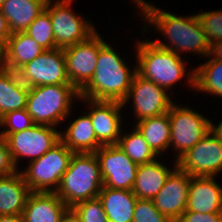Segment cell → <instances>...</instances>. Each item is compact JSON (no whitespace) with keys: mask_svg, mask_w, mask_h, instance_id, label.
I'll return each instance as SVG.
<instances>
[{"mask_svg":"<svg viewBox=\"0 0 222 222\" xmlns=\"http://www.w3.org/2000/svg\"><path fill=\"white\" fill-rule=\"evenodd\" d=\"M212 129L222 138V120L217 124H212Z\"/></svg>","mask_w":222,"mask_h":222,"instance_id":"obj_40","label":"cell"},{"mask_svg":"<svg viewBox=\"0 0 222 222\" xmlns=\"http://www.w3.org/2000/svg\"><path fill=\"white\" fill-rule=\"evenodd\" d=\"M87 105V114L90 116L97 140L102 145H117L122 133L121 102L93 100L79 97V101Z\"/></svg>","mask_w":222,"mask_h":222,"instance_id":"obj_15","label":"cell"},{"mask_svg":"<svg viewBox=\"0 0 222 222\" xmlns=\"http://www.w3.org/2000/svg\"><path fill=\"white\" fill-rule=\"evenodd\" d=\"M84 112L73 119L64 132H60L61 141L73 153H94L103 146L97 140L90 116Z\"/></svg>","mask_w":222,"mask_h":222,"instance_id":"obj_20","label":"cell"},{"mask_svg":"<svg viewBox=\"0 0 222 222\" xmlns=\"http://www.w3.org/2000/svg\"><path fill=\"white\" fill-rule=\"evenodd\" d=\"M29 87L17 72L0 68V118L8 112L22 110L27 106Z\"/></svg>","mask_w":222,"mask_h":222,"instance_id":"obj_23","label":"cell"},{"mask_svg":"<svg viewBox=\"0 0 222 222\" xmlns=\"http://www.w3.org/2000/svg\"><path fill=\"white\" fill-rule=\"evenodd\" d=\"M131 1L133 5L138 6L136 10L139 8L137 12L139 16H142L141 20L145 22L140 33H143L142 35L149 33L148 25H151L155 31L161 32V35L168 40L166 42L156 38L151 39L155 45L171 50L180 56L184 52L188 54L191 52L195 56L200 55L199 57L204 58L208 56L210 45L197 14L179 16L168 10L166 12L146 0Z\"/></svg>","mask_w":222,"mask_h":222,"instance_id":"obj_1","label":"cell"},{"mask_svg":"<svg viewBox=\"0 0 222 222\" xmlns=\"http://www.w3.org/2000/svg\"><path fill=\"white\" fill-rule=\"evenodd\" d=\"M72 3L73 0H48L46 3L45 10L51 18L57 48L83 42L97 31L88 17L72 10Z\"/></svg>","mask_w":222,"mask_h":222,"instance_id":"obj_8","label":"cell"},{"mask_svg":"<svg viewBox=\"0 0 222 222\" xmlns=\"http://www.w3.org/2000/svg\"><path fill=\"white\" fill-rule=\"evenodd\" d=\"M135 45L137 73L164 89L173 91L176 83L186 78V85L195 89V68L187 73L186 59L171 50L155 45L150 39H141ZM184 60V61H183Z\"/></svg>","mask_w":222,"mask_h":222,"instance_id":"obj_3","label":"cell"},{"mask_svg":"<svg viewBox=\"0 0 222 222\" xmlns=\"http://www.w3.org/2000/svg\"><path fill=\"white\" fill-rule=\"evenodd\" d=\"M25 33L31 36L45 50L57 48L49 13L44 10L28 26Z\"/></svg>","mask_w":222,"mask_h":222,"instance_id":"obj_29","label":"cell"},{"mask_svg":"<svg viewBox=\"0 0 222 222\" xmlns=\"http://www.w3.org/2000/svg\"><path fill=\"white\" fill-rule=\"evenodd\" d=\"M72 209L79 216L81 222H108L99 197L79 202Z\"/></svg>","mask_w":222,"mask_h":222,"instance_id":"obj_32","label":"cell"},{"mask_svg":"<svg viewBox=\"0 0 222 222\" xmlns=\"http://www.w3.org/2000/svg\"><path fill=\"white\" fill-rule=\"evenodd\" d=\"M130 132L123 130L117 146L137 165L154 161L158 156L152 151L140 131L133 126Z\"/></svg>","mask_w":222,"mask_h":222,"instance_id":"obj_28","label":"cell"},{"mask_svg":"<svg viewBox=\"0 0 222 222\" xmlns=\"http://www.w3.org/2000/svg\"><path fill=\"white\" fill-rule=\"evenodd\" d=\"M135 127L158 157L169 151L171 128L168 112L141 120L135 124Z\"/></svg>","mask_w":222,"mask_h":222,"instance_id":"obj_26","label":"cell"},{"mask_svg":"<svg viewBox=\"0 0 222 222\" xmlns=\"http://www.w3.org/2000/svg\"><path fill=\"white\" fill-rule=\"evenodd\" d=\"M132 222H172L161 214L151 199H137Z\"/></svg>","mask_w":222,"mask_h":222,"instance_id":"obj_33","label":"cell"},{"mask_svg":"<svg viewBox=\"0 0 222 222\" xmlns=\"http://www.w3.org/2000/svg\"><path fill=\"white\" fill-rule=\"evenodd\" d=\"M108 42L99 49L97 66L90 81L79 91V97L123 103L137 73Z\"/></svg>","mask_w":222,"mask_h":222,"instance_id":"obj_2","label":"cell"},{"mask_svg":"<svg viewBox=\"0 0 222 222\" xmlns=\"http://www.w3.org/2000/svg\"><path fill=\"white\" fill-rule=\"evenodd\" d=\"M7 0H0V6L5 3Z\"/></svg>","mask_w":222,"mask_h":222,"instance_id":"obj_42","label":"cell"},{"mask_svg":"<svg viewBox=\"0 0 222 222\" xmlns=\"http://www.w3.org/2000/svg\"><path fill=\"white\" fill-rule=\"evenodd\" d=\"M56 128L35 124L29 129L9 134L5 138L13 163L18 170H20L19 160L27 158L30 162L38 159L61 140V130Z\"/></svg>","mask_w":222,"mask_h":222,"instance_id":"obj_10","label":"cell"},{"mask_svg":"<svg viewBox=\"0 0 222 222\" xmlns=\"http://www.w3.org/2000/svg\"><path fill=\"white\" fill-rule=\"evenodd\" d=\"M35 123L28 114L26 108L8 112L0 118V137L6 138L9 134L16 133L31 128Z\"/></svg>","mask_w":222,"mask_h":222,"instance_id":"obj_30","label":"cell"},{"mask_svg":"<svg viewBox=\"0 0 222 222\" xmlns=\"http://www.w3.org/2000/svg\"><path fill=\"white\" fill-rule=\"evenodd\" d=\"M103 179V186L132 190L138 165L117 145H103L95 152Z\"/></svg>","mask_w":222,"mask_h":222,"instance_id":"obj_14","label":"cell"},{"mask_svg":"<svg viewBox=\"0 0 222 222\" xmlns=\"http://www.w3.org/2000/svg\"><path fill=\"white\" fill-rule=\"evenodd\" d=\"M190 175L178 167L153 199L157 210L175 222L186 210Z\"/></svg>","mask_w":222,"mask_h":222,"instance_id":"obj_16","label":"cell"},{"mask_svg":"<svg viewBox=\"0 0 222 222\" xmlns=\"http://www.w3.org/2000/svg\"><path fill=\"white\" fill-rule=\"evenodd\" d=\"M4 67V47L0 44V68Z\"/></svg>","mask_w":222,"mask_h":222,"instance_id":"obj_41","label":"cell"},{"mask_svg":"<svg viewBox=\"0 0 222 222\" xmlns=\"http://www.w3.org/2000/svg\"><path fill=\"white\" fill-rule=\"evenodd\" d=\"M73 152L60 140L38 159L20 169L31 192H56Z\"/></svg>","mask_w":222,"mask_h":222,"instance_id":"obj_6","label":"cell"},{"mask_svg":"<svg viewBox=\"0 0 222 222\" xmlns=\"http://www.w3.org/2000/svg\"><path fill=\"white\" fill-rule=\"evenodd\" d=\"M17 74L27 87L71 84L63 49L46 50L22 66Z\"/></svg>","mask_w":222,"mask_h":222,"instance_id":"obj_12","label":"cell"},{"mask_svg":"<svg viewBox=\"0 0 222 222\" xmlns=\"http://www.w3.org/2000/svg\"><path fill=\"white\" fill-rule=\"evenodd\" d=\"M0 222H24L22 215L0 216Z\"/></svg>","mask_w":222,"mask_h":222,"instance_id":"obj_39","label":"cell"},{"mask_svg":"<svg viewBox=\"0 0 222 222\" xmlns=\"http://www.w3.org/2000/svg\"><path fill=\"white\" fill-rule=\"evenodd\" d=\"M160 160L158 157L152 162L138 165L137 176L132 188L137 198L153 200L164 186L169 175L177 168L176 160H174L171 169L169 165L163 164V161Z\"/></svg>","mask_w":222,"mask_h":222,"instance_id":"obj_18","label":"cell"},{"mask_svg":"<svg viewBox=\"0 0 222 222\" xmlns=\"http://www.w3.org/2000/svg\"><path fill=\"white\" fill-rule=\"evenodd\" d=\"M108 222H132L137 197L132 190L102 187L99 195Z\"/></svg>","mask_w":222,"mask_h":222,"instance_id":"obj_24","label":"cell"},{"mask_svg":"<svg viewBox=\"0 0 222 222\" xmlns=\"http://www.w3.org/2000/svg\"><path fill=\"white\" fill-rule=\"evenodd\" d=\"M169 93L163 87L136 73L129 93L122 104L125 107L132 102L133 117L136 120L134 122L137 123L141 120L167 113L175 102L170 96L173 92Z\"/></svg>","mask_w":222,"mask_h":222,"instance_id":"obj_9","label":"cell"},{"mask_svg":"<svg viewBox=\"0 0 222 222\" xmlns=\"http://www.w3.org/2000/svg\"><path fill=\"white\" fill-rule=\"evenodd\" d=\"M185 106L174 102L168 111L171 128L169 149L173 148L176 161L207 135L213 124L211 119Z\"/></svg>","mask_w":222,"mask_h":222,"instance_id":"obj_7","label":"cell"},{"mask_svg":"<svg viewBox=\"0 0 222 222\" xmlns=\"http://www.w3.org/2000/svg\"><path fill=\"white\" fill-rule=\"evenodd\" d=\"M67 209L56 192H30L22 218L24 222H59Z\"/></svg>","mask_w":222,"mask_h":222,"instance_id":"obj_19","label":"cell"},{"mask_svg":"<svg viewBox=\"0 0 222 222\" xmlns=\"http://www.w3.org/2000/svg\"><path fill=\"white\" fill-rule=\"evenodd\" d=\"M175 222H222V213L185 211Z\"/></svg>","mask_w":222,"mask_h":222,"instance_id":"obj_35","label":"cell"},{"mask_svg":"<svg viewBox=\"0 0 222 222\" xmlns=\"http://www.w3.org/2000/svg\"><path fill=\"white\" fill-rule=\"evenodd\" d=\"M215 176H190L185 211L222 213V186Z\"/></svg>","mask_w":222,"mask_h":222,"instance_id":"obj_17","label":"cell"},{"mask_svg":"<svg viewBox=\"0 0 222 222\" xmlns=\"http://www.w3.org/2000/svg\"><path fill=\"white\" fill-rule=\"evenodd\" d=\"M197 16L209 45L222 40V10H206Z\"/></svg>","mask_w":222,"mask_h":222,"instance_id":"obj_31","label":"cell"},{"mask_svg":"<svg viewBox=\"0 0 222 222\" xmlns=\"http://www.w3.org/2000/svg\"><path fill=\"white\" fill-rule=\"evenodd\" d=\"M177 167L190 176H219L222 172V138L211 129L177 160Z\"/></svg>","mask_w":222,"mask_h":222,"instance_id":"obj_11","label":"cell"},{"mask_svg":"<svg viewBox=\"0 0 222 222\" xmlns=\"http://www.w3.org/2000/svg\"><path fill=\"white\" fill-rule=\"evenodd\" d=\"M30 192L20 170L0 177V216L22 215Z\"/></svg>","mask_w":222,"mask_h":222,"instance_id":"obj_21","label":"cell"},{"mask_svg":"<svg viewBox=\"0 0 222 222\" xmlns=\"http://www.w3.org/2000/svg\"><path fill=\"white\" fill-rule=\"evenodd\" d=\"M59 222H81V220L72 208H68L61 216Z\"/></svg>","mask_w":222,"mask_h":222,"instance_id":"obj_38","label":"cell"},{"mask_svg":"<svg viewBox=\"0 0 222 222\" xmlns=\"http://www.w3.org/2000/svg\"><path fill=\"white\" fill-rule=\"evenodd\" d=\"M48 0H7L0 6L11 33L25 32L45 10Z\"/></svg>","mask_w":222,"mask_h":222,"instance_id":"obj_25","label":"cell"},{"mask_svg":"<svg viewBox=\"0 0 222 222\" xmlns=\"http://www.w3.org/2000/svg\"><path fill=\"white\" fill-rule=\"evenodd\" d=\"M76 100L79 91L72 84L33 86L29 87L26 110L35 124L58 127L70 118Z\"/></svg>","mask_w":222,"mask_h":222,"instance_id":"obj_5","label":"cell"},{"mask_svg":"<svg viewBox=\"0 0 222 222\" xmlns=\"http://www.w3.org/2000/svg\"><path fill=\"white\" fill-rule=\"evenodd\" d=\"M207 57L195 67V91L222 98V60Z\"/></svg>","mask_w":222,"mask_h":222,"instance_id":"obj_27","label":"cell"},{"mask_svg":"<svg viewBox=\"0 0 222 222\" xmlns=\"http://www.w3.org/2000/svg\"><path fill=\"white\" fill-rule=\"evenodd\" d=\"M46 51L25 32H15L4 46V68L17 72Z\"/></svg>","mask_w":222,"mask_h":222,"instance_id":"obj_22","label":"cell"},{"mask_svg":"<svg viewBox=\"0 0 222 222\" xmlns=\"http://www.w3.org/2000/svg\"><path fill=\"white\" fill-rule=\"evenodd\" d=\"M103 179L94 153H74L63 174L57 196L72 208L75 204L98 197Z\"/></svg>","mask_w":222,"mask_h":222,"instance_id":"obj_4","label":"cell"},{"mask_svg":"<svg viewBox=\"0 0 222 222\" xmlns=\"http://www.w3.org/2000/svg\"><path fill=\"white\" fill-rule=\"evenodd\" d=\"M99 31L87 40L63 49L70 83L80 91L92 78L100 47L106 42Z\"/></svg>","mask_w":222,"mask_h":222,"instance_id":"obj_13","label":"cell"},{"mask_svg":"<svg viewBox=\"0 0 222 222\" xmlns=\"http://www.w3.org/2000/svg\"><path fill=\"white\" fill-rule=\"evenodd\" d=\"M11 31L8 27V22L0 9V44L4 47L11 36Z\"/></svg>","mask_w":222,"mask_h":222,"instance_id":"obj_36","label":"cell"},{"mask_svg":"<svg viewBox=\"0 0 222 222\" xmlns=\"http://www.w3.org/2000/svg\"><path fill=\"white\" fill-rule=\"evenodd\" d=\"M208 56L211 59L222 60V40L210 44Z\"/></svg>","mask_w":222,"mask_h":222,"instance_id":"obj_37","label":"cell"},{"mask_svg":"<svg viewBox=\"0 0 222 222\" xmlns=\"http://www.w3.org/2000/svg\"><path fill=\"white\" fill-rule=\"evenodd\" d=\"M18 171L15 167L5 138L0 137V177L8 176Z\"/></svg>","mask_w":222,"mask_h":222,"instance_id":"obj_34","label":"cell"}]
</instances>
